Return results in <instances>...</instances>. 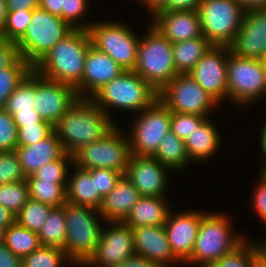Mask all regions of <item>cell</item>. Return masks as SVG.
I'll return each mask as SVG.
<instances>
[{"mask_svg": "<svg viewBox=\"0 0 266 267\" xmlns=\"http://www.w3.org/2000/svg\"><path fill=\"white\" fill-rule=\"evenodd\" d=\"M110 116L90 98H78L54 125L64 152L72 155L80 147L103 138L116 126Z\"/></svg>", "mask_w": 266, "mask_h": 267, "instance_id": "obj_1", "label": "cell"}, {"mask_svg": "<svg viewBox=\"0 0 266 267\" xmlns=\"http://www.w3.org/2000/svg\"><path fill=\"white\" fill-rule=\"evenodd\" d=\"M88 30L74 29L33 67L41 76L76 88L81 82L88 49Z\"/></svg>", "mask_w": 266, "mask_h": 267, "instance_id": "obj_2", "label": "cell"}, {"mask_svg": "<svg viewBox=\"0 0 266 267\" xmlns=\"http://www.w3.org/2000/svg\"><path fill=\"white\" fill-rule=\"evenodd\" d=\"M90 99L108 115L111 107L139 113L158 99V92L133 70H124Z\"/></svg>", "mask_w": 266, "mask_h": 267, "instance_id": "obj_3", "label": "cell"}, {"mask_svg": "<svg viewBox=\"0 0 266 267\" xmlns=\"http://www.w3.org/2000/svg\"><path fill=\"white\" fill-rule=\"evenodd\" d=\"M64 210L66 217L64 251L70 263L74 262L81 267L95 253L100 242L103 227L97 218L98 215L101 218V214L98 209L69 202L64 204Z\"/></svg>", "mask_w": 266, "mask_h": 267, "instance_id": "obj_4", "label": "cell"}, {"mask_svg": "<svg viewBox=\"0 0 266 267\" xmlns=\"http://www.w3.org/2000/svg\"><path fill=\"white\" fill-rule=\"evenodd\" d=\"M144 36L139 38L137 61L133 71L159 92L179 74L174 63L173 43L152 24Z\"/></svg>", "mask_w": 266, "mask_h": 267, "instance_id": "obj_5", "label": "cell"}, {"mask_svg": "<svg viewBox=\"0 0 266 267\" xmlns=\"http://www.w3.org/2000/svg\"><path fill=\"white\" fill-rule=\"evenodd\" d=\"M229 223L227 216L206 211L201 218L193 253L186 263H200L202 267H207L241 245L245 239L233 235Z\"/></svg>", "mask_w": 266, "mask_h": 267, "instance_id": "obj_6", "label": "cell"}, {"mask_svg": "<svg viewBox=\"0 0 266 267\" xmlns=\"http://www.w3.org/2000/svg\"><path fill=\"white\" fill-rule=\"evenodd\" d=\"M73 30L61 17L41 8L34 9L25 34L16 42L18 54L34 67Z\"/></svg>", "mask_w": 266, "mask_h": 267, "instance_id": "obj_7", "label": "cell"}, {"mask_svg": "<svg viewBox=\"0 0 266 267\" xmlns=\"http://www.w3.org/2000/svg\"><path fill=\"white\" fill-rule=\"evenodd\" d=\"M119 131L116 125L100 140L80 147L72 154V164L85 170L106 168L125 175L132 154L129 139Z\"/></svg>", "mask_w": 266, "mask_h": 267, "instance_id": "obj_8", "label": "cell"}, {"mask_svg": "<svg viewBox=\"0 0 266 267\" xmlns=\"http://www.w3.org/2000/svg\"><path fill=\"white\" fill-rule=\"evenodd\" d=\"M197 11L202 35L213 46L228 47L241 28V7L234 0H202Z\"/></svg>", "mask_w": 266, "mask_h": 267, "instance_id": "obj_9", "label": "cell"}, {"mask_svg": "<svg viewBox=\"0 0 266 267\" xmlns=\"http://www.w3.org/2000/svg\"><path fill=\"white\" fill-rule=\"evenodd\" d=\"M88 32L94 47L109 55L124 70L134 69L139 38L132 29L124 23L106 21L91 23Z\"/></svg>", "mask_w": 266, "mask_h": 267, "instance_id": "obj_10", "label": "cell"}, {"mask_svg": "<svg viewBox=\"0 0 266 267\" xmlns=\"http://www.w3.org/2000/svg\"><path fill=\"white\" fill-rule=\"evenodd\" d=\"M228 98L244 105L266 97V71L261 60L242 58L228 54Z\"/></svg>", "mask_w": 266, "mask_h": 267, "instance_id": "obj_11", "label": "cell"}, {"mask_svg": "<svg viewBox=\"0 0 266 267\" xmlns=\"http://www.w3.org/2000/svg\"><path fill=\"white\" fill-rule=\"evenodd\" d=\"M158 99L171 111L207 117L219 104L189 74H178L159 92Z\"/></svg>", "mask_w": 266, "mask_h": 267, "instance_id": "obj_12", "label": "cell"}, {"mask_svg": "<svg viewBox=\"0 0 266 267\" xmlns=\"http://www.w3.org/2000/svg\"><path fill=\"white\" fill-rule=\"evenodd\" d=\"M128 138L131 154L153 156L160 142L170 131L171 111L157 99L150 107L139 113Z\"/></svg>", "mask_w": 266, "mask_h": 267, "instance_id": "obj_13", "label": "cell"}, {"mask_svg": "<svg viewBox=\"0 0 266 267\" xmlns=\"http://www.w3.org/2000/svg\"><path fill=\"white\" fill-rule=\"evenodd\" d=\"M74 87L41 76L34 70V108L53 126L78 99Z\"/></svg>", "mask_w": 266, "mask_h": 267, "instance_id": "obj_14", "label": "cell"}, {"mask_svg": "<svg viewBox=\"0 0 266 267\" xmlns=\"http://www.w3.org/2000/svg\"><path fill=\"white\" fill-rule=\"evenodd\" d=\"M112 228L102 229L100 242L95 253L83 265L116 267L136 254L132 228L123 221H108Z\"/></svg>", "mask_w": 266, "mask_h": 267, "instance_id": "obj_15", "label": "cell"}, {"mask_svg": "<svg viewBox=\"0 0 266 267\" xmlns=\"http://www.w3.org/2000/svg\"><path fill=\"white\" fill-rule=\"evenodd\" d=\"M229 53L227 46H212L189 72L218 103L228 98L227 54Z\"/></svg>", "mask_w": 266, "mask_h": 267, "instance_id": "obj_16", "label": "cell"}, {"mask_svg": "<svg viewBox=\"0 0 266 267\" xmlns=\"http://www.w3.org/2000/svg\"><path fill=\"white\" fill-rule=\"evenodd\" d=\"M167 170L170 172L153 156L132 154L125 176L137 188L140 196L165 197Z\"/></svg>", "mask_w": 266, "mask_h": 267, "instance_id": "obj_17", "label": "cell"}, {"mask_svg": "<svg viewBox=\"0 0 266 267\" xmlns=\"http://www.w3.org/2000/svg\"><path fill=\"white\" fill-rule=\"evenodd\" d=\"M205 214L190 210L176 215L169 213L164 225L165 232L171 251L179 261L185 262L191 257L201 218Z\"/></svg>", "mask_w": 266, "mask_h": 267, "instance_id": "obj_18", "label": "cell"}, {"mask_svg": "<svg viewBox=\"0 0 266 267\" xmlns=\"http://www.w3.org/2000/svg\"><path fill=\"white\" fill-rule=\"evenodd\" d=\"M228 47L237 57L261 60L266 54V19L260 11L244 12L241 28Z\"/></svg>", "mask_w": 266, "mask_h": 267, "instance_id": "obj_19", "label": "cell"}, {"mask_svg": "<svg viewBox=\"0 0 266 267\" xmlns=\"http://www.w3.org/2000/svg\"><path fill=\"white\" fill-rule=\"evenodd\" d=\"M124 69L92 44L85 59L82 82L75 88L79 98H90L102 86L118 77ZM89 95V97H88Z\"/></svg>", "mask_w": 266, "mask_h": 267, "instance_id": "obj_20", "label": "cell"}, {"mask_svg": "<svg viewBox=\"0 0 266 267\" xmlns=\"http://www.w3.org/2000/svg\"><path fill=\"white\" fill-rule=\"evenodd\" d=\"M152 19L153 27L171 43L203 36L197 10L158 11Z\"/></svg>", "mask_w": 266, "mask_h": 267, "instance_id": "obj_21", "label": "cell"}, {"mask_svg": "<svg viewBox=\"0 0 266 267\" xmlns=\"http://www.w3.org/2000/svg\"><path fill=\"white\" fill-rule=\"evenodd\" d=\"M135 252L142 257L167 267L178 259L171 251L164 226H142L132 228Z\"/></svg>", "mask_w": 266, "mask_h": 267, "instance_id": "obj_22", "label": "cell"}, {"mask_svg": "<svg viewBox=\"0 0 266 267\" xmlns=\"http://www.w3.org/2000/svg\"><path fill=\"white\" fill-rule=\"evenodd\" d=\"M140 197L137 188L122 175L114 188L102 198L98 208L102 220L123 221Z\"/></svg>", "mask_w": 266, "mask_h": 267, "instance_id": "obj_23", "label": "cell"}, {"mask_svg": "<svg viewBox=\"0 0 266 267\" xmlns=\"http://www.w3.org/2000/svg\"><path fill=\"white\" fill-rule=\"evenodd\" d=\"M24 175H33L44 164L59 159L65 152L55 131L45 139L29 146L15 149Z\"/></svg>", "mask_w": 266, "mask_h": 267, "instance_id": "obj_24", "label": "cell"}, {"mask_svg": "<svg viewBox=\"0 0 266 267\" xmlns=\"http://www.w3.org/2000/svg\"><path fill=\"white\" fill-rule=\"evenodd\" d=\"M165 201L164 197L141 196L123 222L131 228L164 226L170 213Z\"/></svg>", "mask_w": 266, "mask_h": 267, "instance_id": "obj_25", "label": "cell"}, {"mask_svg": "<svg viewBox=\"0 0 266 267\" xmlns=\"http://www.w3.org/2000/svg\"><path fill=\"white\" fill-rule=\"evenodd\" d=\"M184 142L190 160L202 162L216 154L221 140L215 124L208 116Z\"/></svg>", "mask_w": 266, "mask_h": 267, "instance_id": "obj_26", "label": "cell"}, {"mask_svg": "<svg viewBox=\"0 0 266 267\" xmlns=\"http://www.w3.org/2000/svg\"><path fill=\"white\" fill-rule=\"evenodd\" d=\"M75 172L67 180L66 200L69 203L98 209L102 196L96 189L95 177L88 170L74 166Z\"/></svg>", "mask_w": 266, "mask_h": 267, "instance_id": "obj_27", "label": "cell"}, {"mask_svg": "<svg viewBox=\"0 0 266 267\" xmlns=\"http://www.w3.org/2000/svg\"><path fill=\"white\" fill-rule=\"evenodd\" d=\"M212 46L204 36L173 43V57L177 72L189 73Z\"/></svg>", "mask_w": 266, "mask_h": 267, "instance_id": "obj_28", "label": "cell"}, {"mask_svg": "<svg viewBox=\"0 0 266 267\" xmlns=\"http://www.w3.org/2000/svg\"><path fill=\"white\" fill-rule=\"evenodd\" d=\"M153 157L171 171L184 169L191 161L186 152L184 140L180 139L172 130L160 142Z\"/></svg>", "mask_w": 266, "mask_h": 267, "instance_id": "obj_29", "label": "cell"}, {"mask_svg": "<svg viewBox=\"0 0 266 267\" xmlns=\"http://www.w3.org/2000/svg\"><path fill=\"white\" fill-rule=\"evenodd\" d=\"M41 246L57 247L65 250L66 217L64 205L52 207L38 232Z\"/></svg>", "mask_w": 266, "mask_h": 267, "instance_id": "obj_30", "label": "cell"}, {"mask_svg": "<svg viewBox=\"0 0 266 267\" xmlns=\"http://www.w3.org/2000/svg\"><path fill=\"white\" fill-rule=\"evenodd\" d=\"M26 181L29 186V198L51 207H60L67 202V181H47L39 178H26Z\"/></svg>", "mask_w": 266, "mask_h": 267, "instance_id": "obj_31", "label": "cell"}, {"mask_svg": "<svg viewBox=\"0 0 266 267\" xmlns=\"http://www.w3.org/2000/svg\"><path fill=\"white\" fill-rule=\"evenodd\" d=\"M3 244L21 258L41 246L38 233L20 226L17 222L6 228Z\"/></svg>", "mask_w": 266, "mask_h": 267, "instance_id": "obj_32", "label": "cell"}, {"mask_svg": "<svg viewBox=\"0 0 266 267\" xmlns=\"http://www.w3.org/2000/svg\"><path fill=\"white\" fill-rule=\"evenodd\" d=\"M32 70L33 67L20 56L0 70V108H5L9 96Z\"/></svg>", "mask_w": 266, "mask_h": 267, "instance_id": "obj_33", "label": "cell"}, {"mask_svg": "<svg viewBox=\"0 0 266 267\" xmlns=\"http://www.w3.org/2000/svg\"><path fill=\"white\" fill-rule=\"evenodd\" d=\"M34 69L22 80L9 96L5 110L13 115L15 112L35 110L34 108Z\"/></svg>", "mask_w": 266, "mask_h": 267, "instance_id": "obj_34", "label": "cell"}, {"mask_svg": "<svg viewBox=\"0 0 266 267\" xmlns=\"http://www.w3.org/2000/svg\"><path fill=\"white\" fill-rule=\"evenodd\" d=\"M51 206L29 198L27 203L21 208L16 215V222L33 232L38 233L48 216Z\"/></svg>", "mask_w": 266, "mask_h": 267, "instance_id": "obj_35", "label": "cell"}, {"mask_svg": "<svg viewBox=\"0 0 266 267\" xmlns=\"http://www.w3.org/2000/svg\"><path fill=\"white\" fill-rule=\"evenodd\" d=\"M29 199V186L26 180L0 186V204L15 216Z\"/></svg>", "mask_w": 266, "mask_h": 267, "instance_id": "obj_36", "label": "cell"}, {"mask_svg": "<svg viewBox=\"0 0 266 267\" xmlns=\"http://www.w3.org/2000/svg\"><path fill=\"white\" fill-rule=\"evenodd\" d=\"M67 260L70 261L63 249L40 246L22 258V267H61Z\"/></svg>", "mask_w": 266, "mask_h": 267, "instance_id": "obj_37", "label": "cell"}, {"mask_svg": "<svg viewBox=\"0 0 266 267\" xmlns=\"http://www.w3.org/2000/svg\"><path fill=\"white\" fill-rule=\"evenodd\" d=\"M207 267H254V244L245 240L234 251Z\"/></svg>", "mask_w": 266, "mask_h": 267, "instance_id": "obj_38", "label": "cell"}, {"mask_svg": "<svg viewBox=\"0 0 266 267\" xmlns=\"http://www.w3.org/2000/svg\"><path fill=\"white\" fill-rule=\"evenodd\" d=\"M33 10L8 12L0 37L16 43L24 34L32 18Z\"/></svg>", "mask_w": 266, "mask_h": 267, "instance_id": "obj_39", "label": "cell"}, {"mask_svg": "<svg viewBox=\"0 0 266 267\" xmlns=\"http://www.w3.org/2000/svg\"><path fill=\"white\" fill-rule=\"evenodd\" d=\"M26 180L16 151L0 152V186Z\"/></svg>", "mask_w": 266, "mask_h": 267, "instance_id": "obj_40", "label": "cell"}, {"mask_svg": "<svg viewBox=\"0 0 266 267\" xmlns=\"http://www.w3.org/2000/svg\"><path fill=\"white\" fill-rule=\"evenodd\" d=\"M68 162L73 163L71 154L64 153L59 159L44 164L33 175L27 178H39L47 181H67Z\"/></svg>", "mask_w": 266, "mask_h": 267, "instance_id": "obj_41", "label": "cell"}, {"mask_svg": "<svg viewBox=\"0 0 266 267\" xmlns=\"http://www.w3.org/2000/svg\"><path fill=\"white\" fill-rule=\"evenodd\" d=\"M54 131L50 122H37L18 127L17 146H29L48 137Z\"/></svg>", "mask_w": 266, "mask_h": 267, "instance_id": "obj_42", "label": "cell"}, {"mask_svg": "<svg viewBox=\"0 0 266 267\" xmlns=\"http://www.w3.org/2000/svg\"><path fill=\"white\" fill-rule=\"evenodd\" d=\"M206 118L208 117L171 112L170 130H172L180 139L185 141L195 128H197Z\"/></svg>", "mask_w": 266, "mask_h": 267, "instance_id": "obj_43", "label": "cell"}, {"mask_svg": "<svg viewBox=\"0 0 266 267\" xmlns=\"http://www.w3.org/2000/svg\"><path fill=\"white\" fill-rule=\"evenodd\" d=\"M18 127L5 108H0V152L14 151L17 147Z\"/></svg>", "mask_w": 266, "mask_h": 267, "instance_id": "obj_44", "label": "cell"}, {"mask_svg": "<svg viewBox=\"0 0 266 267\" xmlns=\"http://www.w3.org/2000/svg\"><path fill=\"white\" fill-rule=\"evenodd\" d=\"M88 0H63L62 2V19L68 23L73 29L88 30L91 23L78 24V20L85 15L88 10ZM77 22V23H75Z\"/></svg>", "mask_w": 266, "mask_h": 267, "instance_id": "obj_45", "label": "cell"}, {"mask_svg": "<svg viewBox=\"0 0 266 267\" xmlns=\"http://www.w3.org/2000/svg\"><path fill=\"white\" fill-rule=\"evenodd\" d=\"M88 171L92 177H95L96 189L102 197L114 188L116 182L122 176L120 172L106 168H93Z\"/></svg>", "mask_w": 266, "mask_h": 267, "instance_id": "obj_46", "label": "cell"}, {"mask_svg": "<svg viewBox=\"0 0 266 267\" xmlns=\"http://www.w3.org/2000/svg\"><path fill=\"white\" fill-rule=\"evenodd\" d=\"M18 57L16 43L0 37V70L10 66Z\"/></svg>", "mask_w": 266, "mask_h": 267, "instance_id": "obj_47", "label": "cell"}, {"mask_svg": "<svg viewBox=\"0 0 266 267\" xmlns=\"http://www.w3.org/2000/svg\"><path fill=\"white\" fill-rule=\"evenodd\" d=\"M253 195V207L257 212L259 219L266 223V183L260 179Z\"/></svg>", "mask_w": 266, "mask_h": 267, "instance_id": "obj_48", "label": "cell"}, {"mask_svg": "<svg viewBox=\"0 0 266 267\" xmlns=\"http://www.w3.org/2000/svg\"><path fill=\"white\" fill-rule=\"evenodd\" d=\"M13 120L17 124V127H22L24 125H30L37 122H48L43 120L36 110L25 111V112H15L13 115Z\"/></svg>", "mask_w": 266, "mask_h": 267, "instance_id": "obj_49", "label": "cell"}, {"mask_svg": "<svg viewBox=\"0 0 266 267\" xmlns=\"http://www.w3.org/2000/svg\"><path fill=\"white\" fill-rule=\"evenodd\" d=\"M0 267H22V258L0 243Z\"/></svg>", "mask_w": 266, "mask_h": 267, "instance_id": "obj_50", "label": "cell"}, {"mask_svg": "<svg viewBox=\"0 0 266 267\" xmlns=\"http://www.w3.org/2000/svg\"><path fill=\"white\" fill-rule=\"evenodd\" d=\"M116 267H163L160 263L152 261L141 255L134 254Z\"/></svg>", "mask_w": 266, "mask_h": 267, "instance_id": "obj_51", "label": "cell"}, {"mask_svg": "<svg viewBox=\"0 0 266 267\" xmlns=\"http://www.w3.org/2000/svg\"><path fill=\"white\" fill-rule=\"evenodd\" d=\"M202 0H167L166 11L197 10Z\"/></svg>", "mask_w": 266, "mask_h": 267, "instance_id": "obj_52", "label": "cell"}, {"mask_svg": "<svg viewBox=\"0 0 266 267\" xmlns=\"http://www.w3.org/2000/svg\"><path fill=\"white\" fill-rule=\"evenodd\" d=\"M8 12L34 10L39 8V0H6Z\"/></svg>", "mask_w": 266, "mask_h": 267, "instance_id": "obj_53", "label": "cell"}, {"mask_svg": "<svg viewBox=\"0 0 266 267\" xmlns=\"http://www.w3.org/2000/svg\"><path fill=\"white\" fill-rule=\"evenodd\" d=\"M63 0H39V8L62 18Z\"/></svg>", "mask_w": 266, "mask_h": 267, "instance_id": "obj_54", "label": "cell"}, {"mask_svg": "<svg viewBox=\"0 0 266 267\" xmlns=\"http://www.w3.org/2000/svg\"><path fill=\"white\" fill-rule=\"evenodd\" d=\"M254 244V267H266V245Z\"/></svg>", "mask_w": 266, "mask_h": 267, "instance_id": "obj_55", "label": "cell"}, {"mask_svg": "<svg viewBox=\"0 0 266 267\" xmlns=\"http://www.w3.org/2000/svg\"><path fill=\"white\" fill-rule=\"evenodd\" d=\"M244 12L259 11L266 5V0H234Z\"/></svg>", "mask_w": 266, "mask_h": 267, "instance_id": "obj_56", "label": "cell"}, {"mask_svg": "<svg viewBox=\"0 0 266 267\" xmlns=\"http://www.w3.org/2000/svg\"><path fill=\"white\" fill-rule=\"evenodd\" d=\"M147 9L151 12L153 16L158 11H166V1L167 0H140Z\"/></svg>", "mask_w": 266, "mask_h": 267, "instance_id": "obj_57", "label": "cell"}, {"mask_svg": "<svg viewBox=\"0 0 266 267\" xmlns=\"http://www.w3.org/2000/svg\"><path fill=\"white\" fill-rule=\"evenodd\" d=\"M15 222V214L0 204V224L3 225L5 228H8Z\"/></svg>", "mask_w": 266, "mask_h": 267, "instance_id": "obj_58", "label": "cell"}, {"mask_svg": "<svg viewBox=\"0 0 266 267\" xmlns=\"http://www.w3.org/2000/svg\"><path fill=\"white\" fill-rule=\"evenodd\" d=\"M8 8L6 0H0V33L3 31L6 24Z\"/></svg>", "mask_w": 266, "mask_h": 267, "instance_id": "obj_59", "label": "cell"}, {"mask_svg": "<svg viewBox=\"0 0 266 267\" xmlns=\"http://www.w3.org/2000/svg\"><path fill=\"white\" fill-rule=\"evenodd\" d=\"M261 138H260V146H261V150L263 152V157L265 158L263 160V163L266 162V120H265V123L263 125V128H262V131H261Z\"/></svg>", "mask_w": 266, "mask_h": 267, "instance_id": "obj_60", "label": "cell"}, {"mask_svg": "<svg viewBox=\"0 0 266 267\" xmlns=\"http://www.w3.org/2000/svg\"><path fill=\"white\" fill-rule=\"evenodd\" d=\"M261 175V180L264 181L266 183V162L263 163V166H262V171L260 173Z\"/></svg>", "mask_w": 266, "mask_h": 267, "instance_id": "obj_61", "label": "cell"}, {"mask_svg": "<svg viewBox=\"0 0 266 267\" xmlns=\"http://www.w3.org/2000/svg\"><path fill=\"white\" fill-rule=\"evenodd\" d=\"M5 230L6 228L0 224V243L4 240Z\"/></svg>", "mask_w": 266, "mask_h": 267, "instance_id": "obj_62", "label": "cell"}, {"mask_svg": "<svg viewBox=\"0 0 266 267\" xmlns=\"http://www.w3.org/2000/svg\"><path fill=\"white\" fill-rule=\"evenodd\" d=\"M266 19V5L259 10Z\"/></svg>", "mask_w": 266, "mask_h": 267, "instance_id": "obj_63", "label": "cell"}, {"mask_svg": "<svg viewBox=\"0 0 266 267\" xmlns=\"http://www.w3.org/2000/svg\"><path fill=\"white\" fill-rule=\"evenodd\" d=\"M261 62H262L263 67L265 68V71H266V54L261 58Z\"/></svg>", "mask_w": 266, "mask_h": 267, "instance_id": "obj_64", "label": "cell"}]
</instances>
